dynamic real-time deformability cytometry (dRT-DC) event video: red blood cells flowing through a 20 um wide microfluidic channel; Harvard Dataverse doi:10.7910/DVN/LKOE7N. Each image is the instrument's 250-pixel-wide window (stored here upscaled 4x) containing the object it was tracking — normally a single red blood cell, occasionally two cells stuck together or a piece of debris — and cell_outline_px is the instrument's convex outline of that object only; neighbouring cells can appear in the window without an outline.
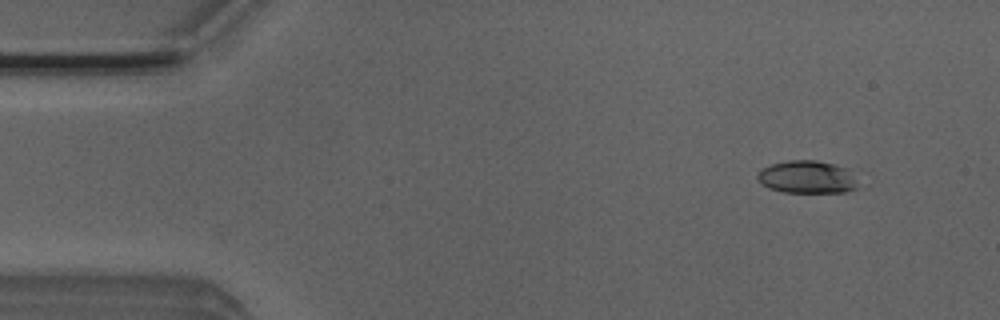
{"species": "Egyptian fruit bat (a non-hibernating species)", "species_latin": "Rousettus aegyptiacus", "temperature_condition": "room temperature", "stored_images_in_passage": 5, "camera_frame_rate_fps": 3000, "um_per_image_px": 0.085, "animal": {"sex": "male"}, "frame": {"image": 1, "passage_image": 2, "time_ms": 0.333, "image_size_px": [1000, 320], "cell_outline_px": [[868, 188], [844, 192], [784, 192], [768, 188], [756, 176], [764, 168], [772, 164], [788, 160], [816, 160], [836, 164], [848, 168], [868, 184]], "centroid_in_image_um": [68.87, 15.07], "position_along_channel_um": 16.1, "area_um2": 20.06}}
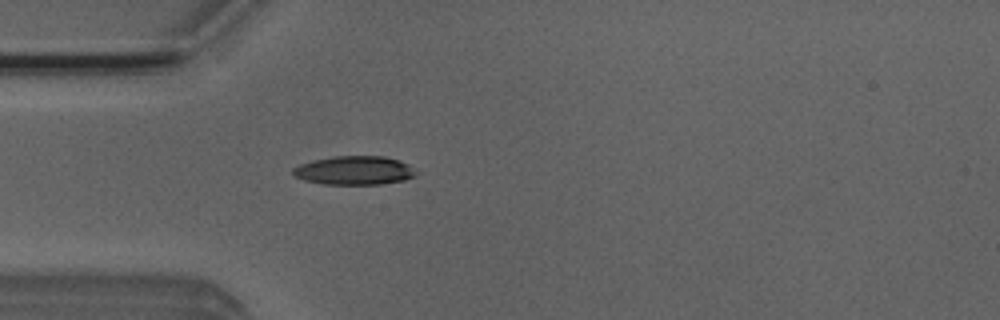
{"frame": {"image": 2, "passage_image": 5, "time_ms": 1.333, "image_size_px": [1000, 320], "cell_outline_px": [[420, 172], [416, 176], [404, 180], [380, 184], [324, 184], [304, 180], [296, 176], [292, 172], [292, 168], [300, 164], [312, 160], [332, 156], [384, 156], [400, 160], [408, 164]], "centroid_in_image_um": [30.16, 14.48], "position_along_channel_um": 54.8, "area_um2": 20.81}}